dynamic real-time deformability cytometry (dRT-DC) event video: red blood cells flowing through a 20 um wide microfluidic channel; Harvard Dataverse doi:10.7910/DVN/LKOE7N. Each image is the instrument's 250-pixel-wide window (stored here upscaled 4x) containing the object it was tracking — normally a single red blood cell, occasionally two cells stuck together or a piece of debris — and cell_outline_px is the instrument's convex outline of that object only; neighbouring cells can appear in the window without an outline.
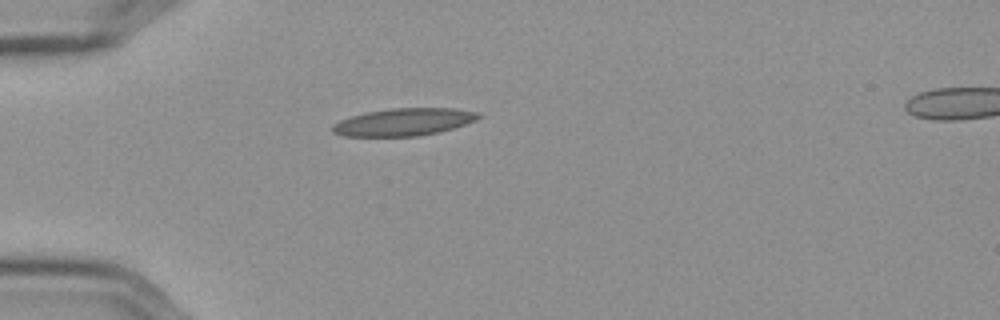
{"species": "Egyptian fruit bat (a non-hibernating species)", "species_latin": "Rousettus aegyptiacus", "temperature_condition": "cold", "stored_images_in_passage": 36, "camera_frame_rate_fps": 3000, "um_per_image_px": 0.085, "frame": {"image": 1, "passage_image": 1, "time_ms": 0.0, "image_size_px": [1000, 320], "cell_outline_px": [[480, 116], [476, 120], [440, 132], [416, 136], [344, 136], [332, 132], [332, 124], [340, 120], [364, 112], [392, 108], [456, 108], [476, 112]], "centroid_in_image_um": [34.28, 10.37], "position_along_channel_um": 50.7, "area_um2": 23.24}}
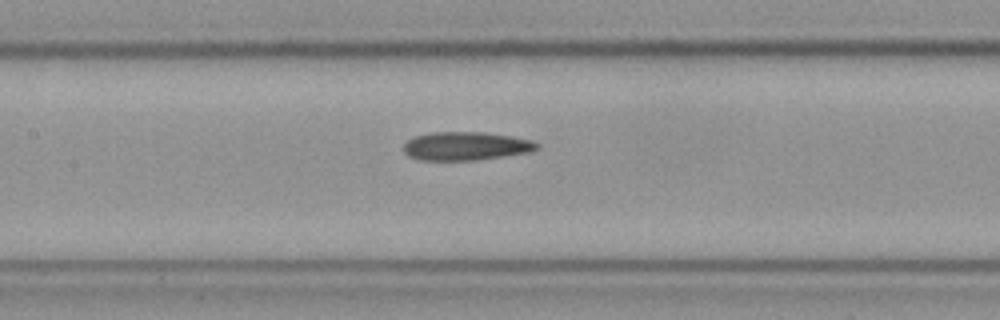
{"frame": {"image": 2, "passage_image": 12, "time_ms": 3.667, "image_size_px": [1000, 320], "cell_outline_px": [[540, 148], [528, 152], [504, 156], [476, 160], [416, 160], [408, 156], [404, 152], [404, 144], [408, 140], [416, 136], [432, 132], [484, 132], [512, 136], [532, 140], [540, 144]], "centroid_in_image_um": [39.61, 12.42], "position_along_channel_um": 167.8, "area_um2": 22.2}}
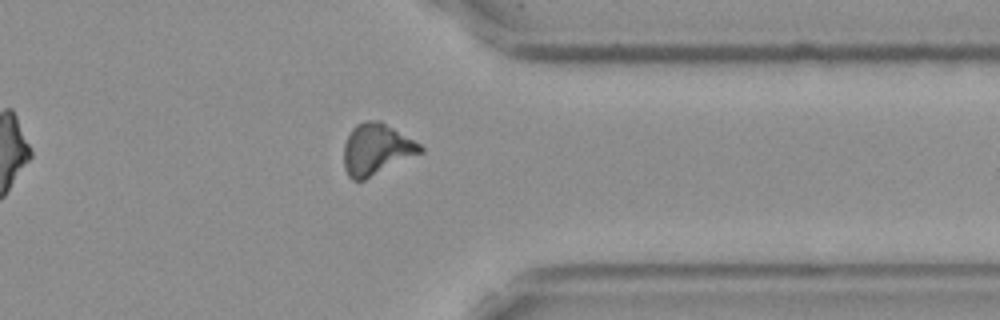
{"frame": {"image": 3, "passage_image": 30, "time_ms": 9.667, "image_size_px": [1000, 320], "cell_outline_px": [[424, 152], [364, 180], [352, 180], [348, 176], [344, 168], [344, 144], [352, 128], [356, 124], [368, 120], [380, 120], [420, 144], [424, 148]], "centroid_in_image_um": [31.99, 12.7], "position_along_channel_um": 379.4, "area_um2": 22.83}, "authors_computed_cell_mechanics": {"area_um2": 22.1085, "velocity_mm_per_s": 3.6017, "shape_relaxation_time_tau1_ms": null, "shape_relaxation_time_tau2_ms": 5.7406, "deformation_change_tau1": null, "deformation_change_tau2": 0.1566}}